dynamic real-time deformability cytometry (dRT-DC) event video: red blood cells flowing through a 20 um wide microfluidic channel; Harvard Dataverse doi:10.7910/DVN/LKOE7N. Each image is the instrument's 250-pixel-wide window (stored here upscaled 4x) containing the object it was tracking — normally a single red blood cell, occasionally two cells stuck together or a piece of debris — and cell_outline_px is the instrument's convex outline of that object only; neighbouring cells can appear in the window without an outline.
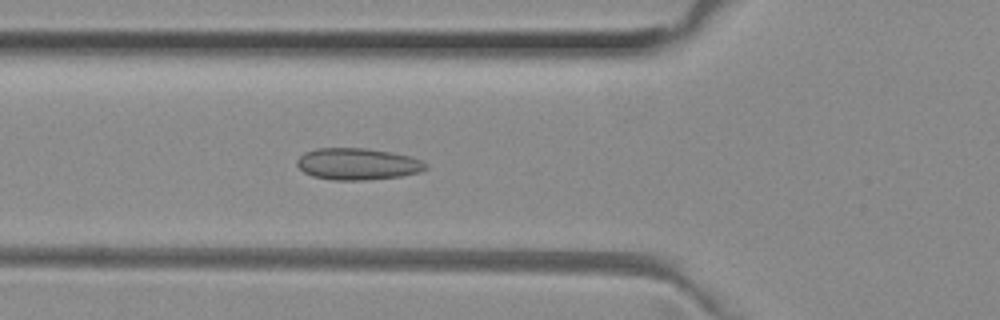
{"species": "common noctule bat (a hibernating species)", "species_latin": "Nyctalus noctula", "temperature_condition": "room temperature", "stored_images_in_passage": 46, "camera_frame_rate_fps": 3000, "um_per_image_px": 0.085, "animal": {"sex": "female", "body_mass_g": 29.2, "forearm_length_mm": 56.3}, "frame": {"image": 1, "passage_image": 13, "time_ms": 4.0, "image_size_px": [1000, 320], "cell_outline_px": [[428, 168], [420, 172], [400, 176], [364, 180], [332, 180], [312, 176], [304, 172], [296, 164], [296, 160], [304, 152], [316, 148], [368, 148], [392, 152], [412, 156], [428, 164]], "centroid_in_image_um": [30.4, 13.93], "position_along_channel_um": 95.4, "area_um2": 23.99}}
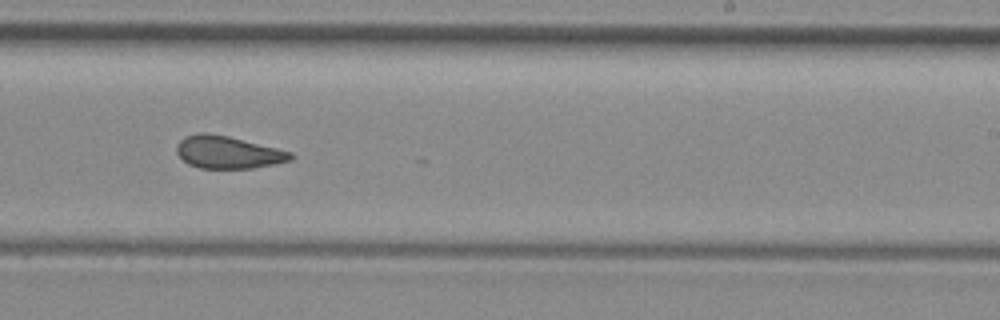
{"frame": {"image": 2, "passage_image": 26, "time_ms": 8.333, "image_size_px": [1000, 320], "cell_outline_px": [[292, 160], [276, 164], [252, 168], [200, 168], [188, 164], [176, 152], [176, 144], [184, 136], [200, 132], [204, 132], [228, 136], [292, 152]], "centroid_in_image_um": [19.35, 12.94], "position_along_channel_um": 269.7, "area_um2": 21.5}}
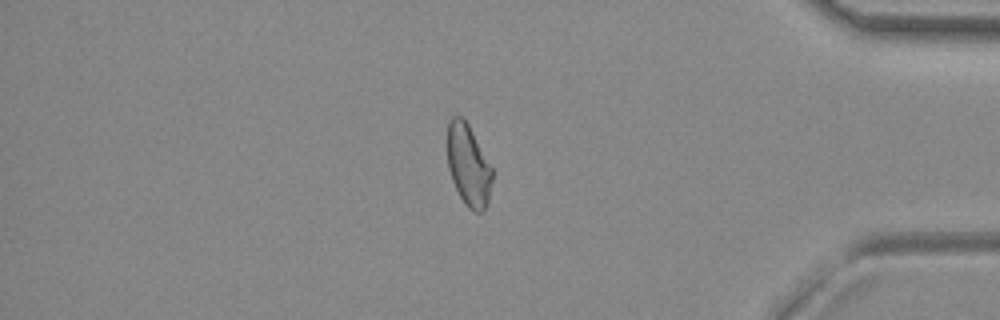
{"frame": {"image": 3, "passage_image": 38, "time_ms": 12.333, "image_size_px": [1000, 320], "cell_outline_px": [[492, 180], [488, 204], [480, 212], [472, 212], [468, 208], [460, 196], [452, 180], [448, 168], [448, 120], [452, 116], [460, 116], [468, 124], [492, 168]], "centroid_in_image_um": [39.81, 14.06], "position_along_channel_um": 395.4, "area_um2": 21.1}, "authors_computed_cell_mechanics": {"area_um2": 22.3108, "velocity_mm_per_s": 4.014, "shape_relaxation_time_tau1_ms": null, "shape_relaxation_time_tau2_ms": 1.4229, "deformation_change_tau1": null, "deformation_change_tau2": 0.0645}}